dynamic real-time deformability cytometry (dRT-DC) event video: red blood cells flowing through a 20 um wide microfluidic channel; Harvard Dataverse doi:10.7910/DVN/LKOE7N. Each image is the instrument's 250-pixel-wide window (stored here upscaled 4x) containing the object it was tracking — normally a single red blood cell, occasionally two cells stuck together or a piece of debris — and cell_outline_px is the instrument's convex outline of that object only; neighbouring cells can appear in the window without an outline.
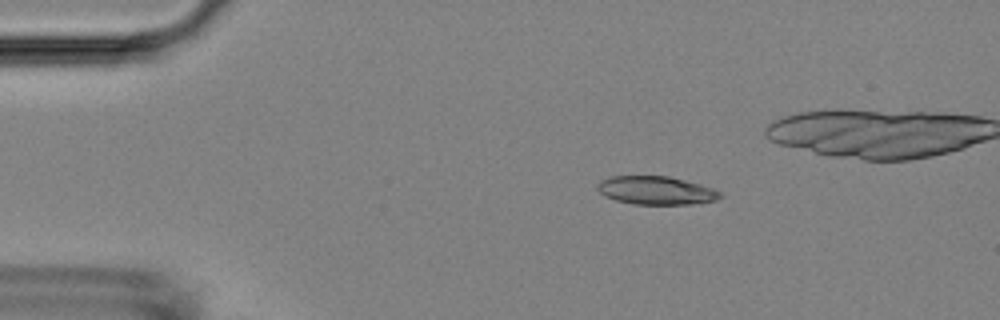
{"species": "Egyptian fruit bat (a non-hibernating species)", "species_latin": "Rousettus aegyptiacus", "temperature_condition": "room temperature", "stored_images_in_passage": 36, "camera_frame_rate_fps": 3000, "um_per_image_px": 0.085, "animal": {"sex": "female"}, "frame": {"image": 1, "passage_image": 1, "time_ms": 0.0, "image_size_px": [1000, 320], "cell_outline_px": [[724, 196], [716, 200], [692, 204], [636, 204], [616, 200], [604, 196], [596, 188], [596, 184], [600, 180], [608, 176], [668, 176], [700, 184], [712, 188], [720, 192]], "centroid_in_image_um": [55.74, 16.18], "position_along_channel_um": 29.3, "area_um2": 20.29}}
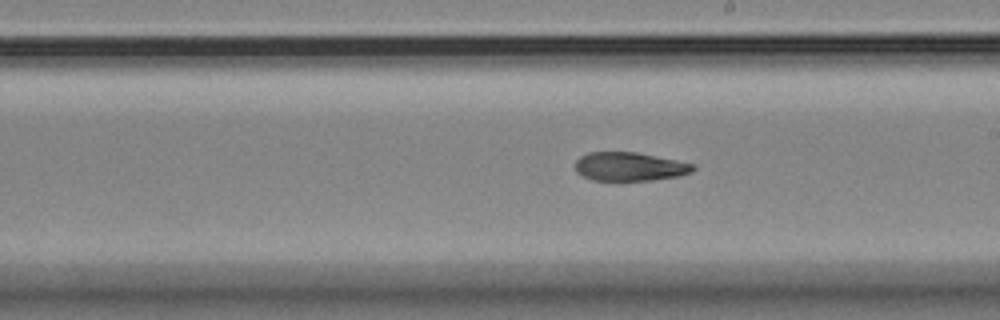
{"frame": {"image": 2, "passage_image": 22, "time_ms": 7.0, "image_size_px": [1000, 320], "cell_outline_px": [[696, 168], [692, 172], [680, 176], [652, 180], [592, 180], [576, 172], [576, 160], [580, 156], [588, 152], [636, 152], [696, 164]], "centroid_in_image_um": [53.54, 14.16], "position_along_channel_um": 235.5, "area_um2": 19.71}}
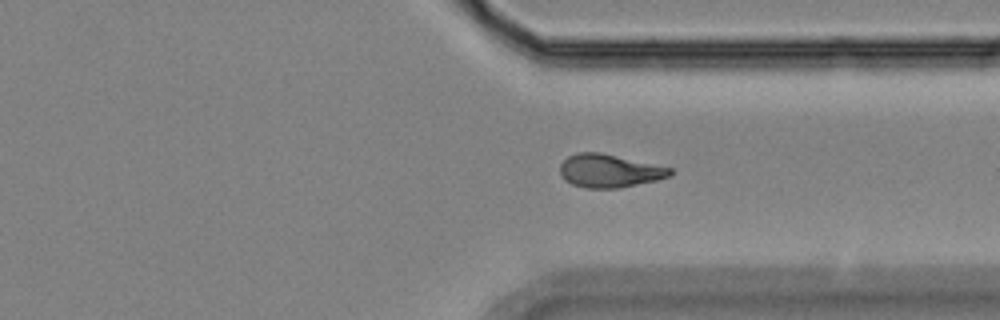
{"frame": {"image": 3, "passage_image": 32, "time_ms": 10.333, "image_size_px": [1000, 320], "cell_outline_px": [[672, 172], [668, 176], [656, 180], [620, 188], [584, 188], [572, 184], [564, 180], [560, 176], [560, 164], [568, 156], [576, 152], [600, 152], [672, 168]], "centroid_in_image_um": [51.74, 14.52], "position_along_channel_um": 359.7, "area_um2": 21.27}}